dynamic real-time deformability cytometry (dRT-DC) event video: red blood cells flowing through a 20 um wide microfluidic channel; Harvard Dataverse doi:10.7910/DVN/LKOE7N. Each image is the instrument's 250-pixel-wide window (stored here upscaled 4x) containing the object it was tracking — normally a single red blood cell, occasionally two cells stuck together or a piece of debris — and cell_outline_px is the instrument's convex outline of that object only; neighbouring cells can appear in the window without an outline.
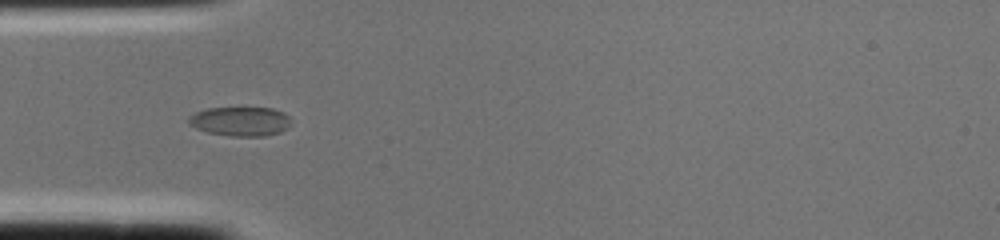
{"species": "common noctule bat (a hibernating species)", "species_latin": "Nyctalus noctula", "temperature_condition": "cold", "stored_images_in_passage": 1, "camera_frame_rate_fps": 3000, "um_per_image_px": 0.085, "animal": {"sex": "female", "body_mass_g": 22.0, "forearm_length_mm": 56.7}, "frame": {"image": 1, "passage_image": 1, "time_ms": 0.0, "image_size_px": [1000, 240], "cell_outline_px": [[288, 128], [280, 132], [264, 136], [232, 136], [208, 132], [196, 128], [188, 124], [188, 116], [196, 112], [208, 108], [272, 108], [284, 112], [288, 116]], "centroid_in_image_um": [20.41, 10.31], "position_along_channel_um": 64.6, "area_um2": 17.34}}